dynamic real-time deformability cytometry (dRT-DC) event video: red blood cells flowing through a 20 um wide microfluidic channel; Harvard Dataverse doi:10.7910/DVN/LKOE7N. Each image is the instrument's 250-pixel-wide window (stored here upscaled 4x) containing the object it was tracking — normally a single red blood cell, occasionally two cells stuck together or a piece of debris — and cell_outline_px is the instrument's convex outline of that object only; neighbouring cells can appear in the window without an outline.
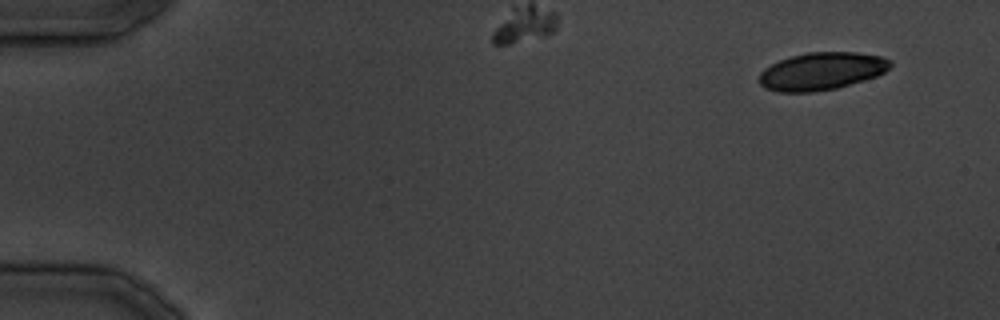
{"species": "common noctule bat (a hibernating species)", "species_latin": "Nyctalus noctula", "temperature_condition": "cold", "stored_images_in_passage": 27, "segment_of_instrument_passage": [1, 2], "camera_frame_rate_fps": 3000, "um_per_image_px": 0.085, "animal": {"sex": "male", "body_mass_g": 19.5, "forearm_length_mm": 54.6}, "frame": {"image": 1, "passage_image": 1, "time_ms": 0.0, "image_size_px": [1000, 320], "cell_outline_px": [[892, 64], [884, 72], [876, 76], [864, 80], [836, 88], [812, 92], [776, 92], [764, 88], [760, 84], [760, 72], [764, 68], [780, 60], [792, 56], [808, 52], [856, 52], [880, 56], [892, 60]], "centroid_in_image_um": [69.83, 6.05], "position_along_channel_um": 15.2, "area_um2": 28.67}}